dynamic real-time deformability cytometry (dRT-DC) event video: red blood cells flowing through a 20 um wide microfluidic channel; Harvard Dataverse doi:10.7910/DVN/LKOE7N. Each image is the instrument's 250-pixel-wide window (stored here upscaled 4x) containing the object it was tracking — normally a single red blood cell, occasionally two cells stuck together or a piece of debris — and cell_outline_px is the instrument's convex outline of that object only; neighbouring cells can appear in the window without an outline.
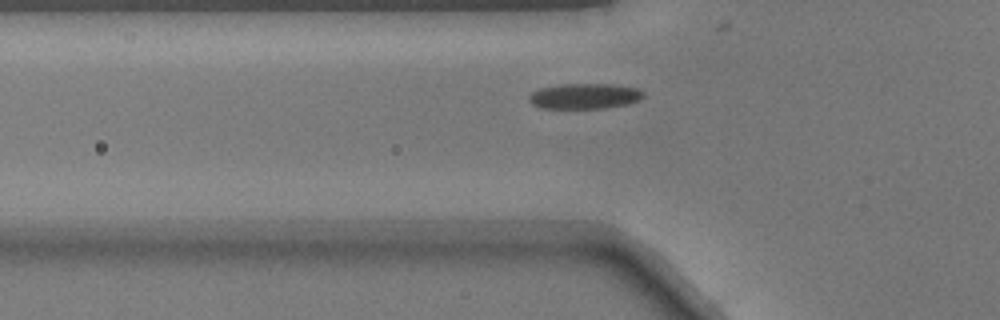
{"species": "common noctule bat (a hibernating species)", "species_latin": "Nyctalus noctula", "temperature_condition": "warm", "stored_images_in_passage": 38, "segment_of_instrument_passage": [1, 2], "camera_frame_rate_fps": 3000, "um_per_image_px": 0.085, "animal": {"sex": "male", "body_mass_g": 17.9}, "frame": {"image": 1, "passage_image": 4, "time_ms": 1.0, "image_size_px": [1000, 320], "cell_outline_px": [[644, 96], [640, 100], [628, 104], [604, 108], [540, 108], [532, 104], [528, 100], [528, 96], [532, 92], [540, 88], [560, 84], [612, 84], [640, 88], [644, 92]], "centroid_in_image_um": [49.71, 8.16], "position_along_channel_um": 76.1, "area_um2": 17.17}}
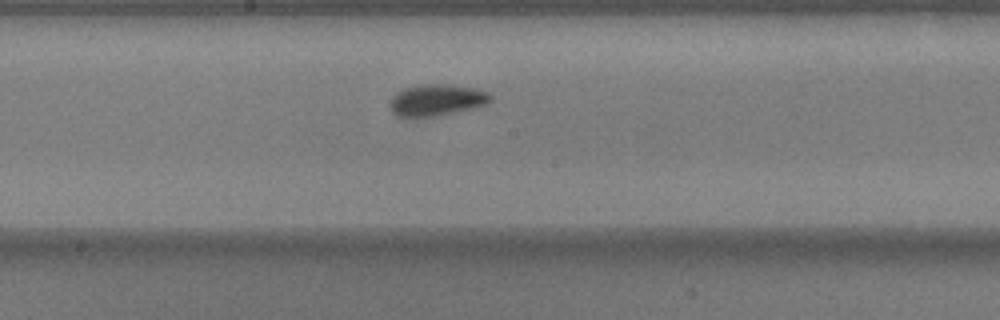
{"frame": {"image": 2, "passage_image": 14, "time_ms": 4.333, "image_size_px": [1000, 320], "cell_outline_px": [[492, 100], [488, 104], [472, 108], [420, 120], [416, 120], [396, 116], [392, 112], [388, 104], [388, 100], [396, 92], [404, 88], [420, 84], [444, 84], [476, 88], [488, 92], [492, 96]], "centroid_in_image_um": [37.04, 8.54], "position_along_channel_um": 211.2, "area_um2": 19.31}}
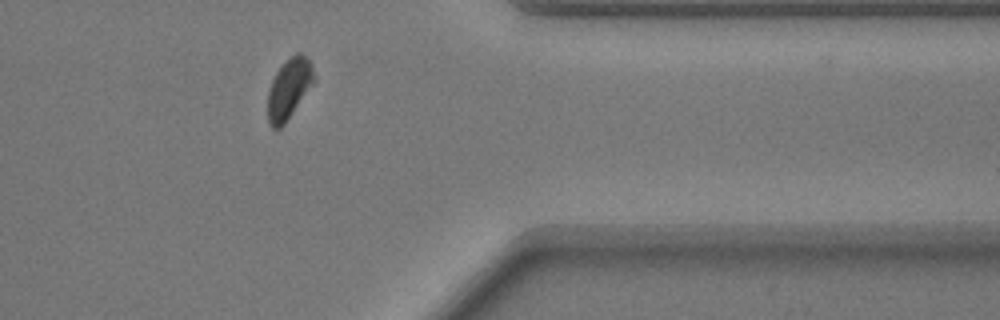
{"frame": {"image": 3, "passage_image": 28, "time_ms": 9.0, "image_size_px": [1000, 320], "cell_outline_px": [[316, 80], [284, 124], [280, 128], [272, 128], [268, 124], [268, 92], [272, 80], [276, 72], [284, 60], [296, 52], [300, 52], [312, 64], [316, 76]], "centroid_in_image_um": [24.57, 7.51], "position_along_channel_um": 386.8, "area_um2": 16.36}}